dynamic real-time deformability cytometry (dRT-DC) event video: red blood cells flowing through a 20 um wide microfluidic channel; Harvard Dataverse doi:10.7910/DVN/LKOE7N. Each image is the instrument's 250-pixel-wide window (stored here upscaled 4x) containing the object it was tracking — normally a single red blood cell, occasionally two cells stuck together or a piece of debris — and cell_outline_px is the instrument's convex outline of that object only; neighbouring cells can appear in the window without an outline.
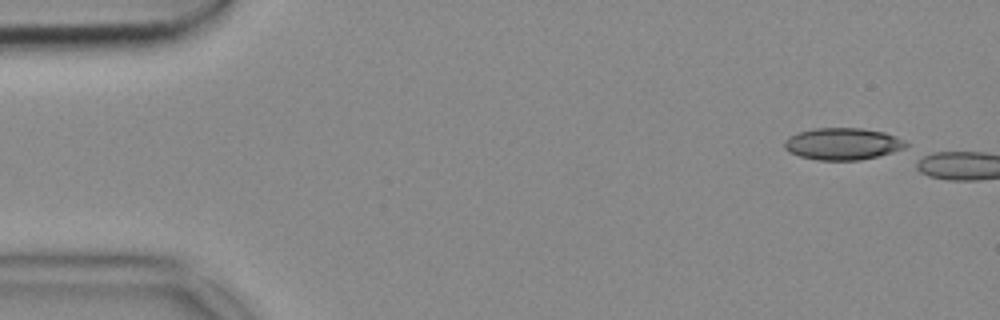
{"species": "common noctule bat (a hibernating species)", "species_latin": "Nyctalus noctula", "temperature_condition": "cold", "stored_images_in_passage": 3, "camera_frame_rate_fps": 3000, "um_per_image_px": 0.085, "animal": {"sex": "female", "body_mass_g": 18.4}, "frame": {"image": 1, "passage_image": 1, "time_ms": 0.0, "image_size_px": [1000, 320], "cell_outline_px": [[912, 148], [860, 160], [816, 160], [800, 156], [788, 152], [784, 148], [784, 140], [788, 136], [812, 128], [864, 128], [884, 132], [896, 136], [912, 144]], "centroid_in_image_um": [71.7, 12.23], "position_along_channel_um": 13.3, "area_um2": 23.12}}